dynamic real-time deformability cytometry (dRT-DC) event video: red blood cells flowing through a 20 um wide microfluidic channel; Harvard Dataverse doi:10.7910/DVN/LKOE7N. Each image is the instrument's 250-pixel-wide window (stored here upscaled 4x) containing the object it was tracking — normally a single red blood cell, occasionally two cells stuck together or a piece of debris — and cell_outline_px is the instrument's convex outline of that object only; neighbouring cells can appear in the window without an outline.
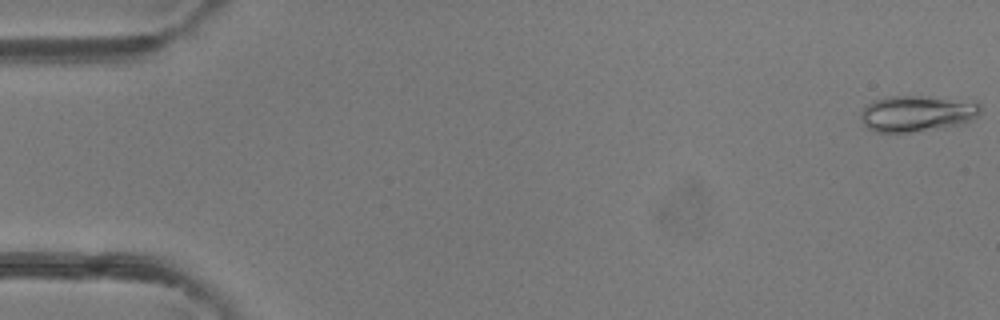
{"species": "common noctule bat (a hibernating species)", "species_latin": "Nyctalus noctula", "temperature_condition": "room temperature", "stored_images_in_passage": 48, "camera_frame_rate_fps": 3000, "um_per_image_px": 0.085, "animal": {"sex": "female"}, "frame": {"image": 1, "passage_image": 1, "time_ms": 0.0, "image_size_px": [1000, 320], "cell_outline_px": [[980, 116], [960, 124], [944, 128], [912, 132], [876, 132], [868, 128], [860, 120], [860, 112], [864, 104], [872, 100], [888, 96], [920, 96], [976, 100], [980, 104]], "centroid_in_image_um": [77.94, 9.63], "position_along_channel_um": 7.1, "area_um2": 25.84}}
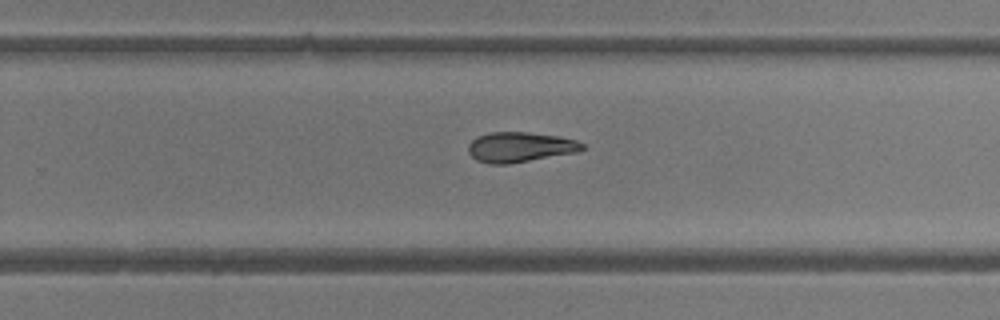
{"frame": {"image": 2, "passage_image": 31, "time_ms": 10.0, "image_size_px": [1000, 320], "cell_outline_px": [[584, 148], [580, 152], [508, 164], [488, 164], [476, 160], [468, 152], [468, 144], [476, 136], [488, 132], [528, 132], [560, 136], [576, 140], [584, 144]], "centroid_in_image_um": [44.2, 12.5], "position_along_channel_um": 285.6, "area_um2": 20.29}}
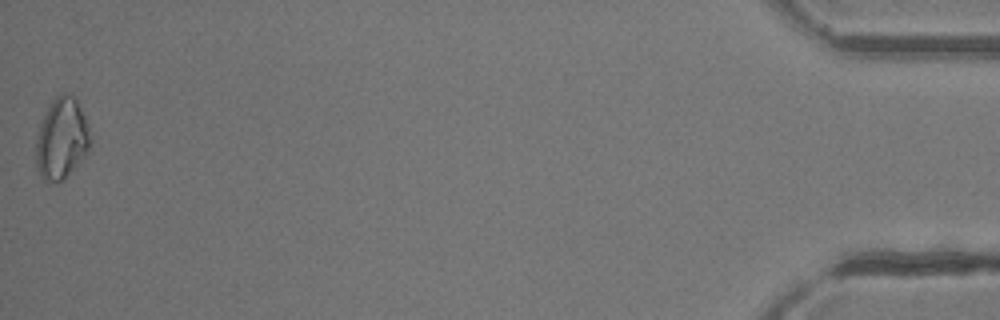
{"frame": {"image": 3, "passage_image": 48, "time_ms": 15.667, "image_size_px": [1000, 320], "cell_outline_px": [[92, 140], [88, 152], [60, 180], [44, 180], [40, 176], [36, 164], [36, 140], [40, 124], [52, 100], [60, 92], [64, 92], [76, 96], [84, 116]], "centroid_in_image_um": [5.24, 11.71], "position_along_channel_um": 430.0, "area_um2": 25.26}, "authors_computed_cell_mechanics": {"area_um2": 20.9525, "velocity_mm_per_s": 4.3159, "shape_relaxation_time_tau1_ms": 5.4391, "shape_relaxation_time_tau2_ms": 4.8922, "deformation_change_tau1": 0.1358, "deformation_change_tau2": 0.0972}}